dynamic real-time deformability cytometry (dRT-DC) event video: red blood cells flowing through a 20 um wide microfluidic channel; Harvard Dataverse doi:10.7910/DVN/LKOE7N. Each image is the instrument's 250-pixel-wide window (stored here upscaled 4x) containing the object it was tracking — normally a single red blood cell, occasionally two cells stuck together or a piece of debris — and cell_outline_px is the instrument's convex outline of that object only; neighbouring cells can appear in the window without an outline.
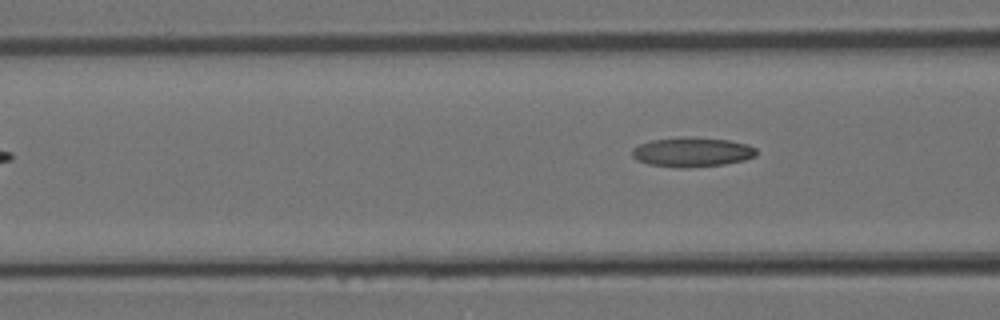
{"species": "Egyptian fruit bat (a non-hibernating species)", "species_latin": "Rousettus aegyptiacus", "temperature_condition": "room temperature", "stored_images_in_passage": 4, "camera_frame_rate_fps": 3000, "um_per_image_px": 0.085, "animal": {"sex": "female"}, "frame": {"image": 1, "passage_image": 4, "time_ms": 1.0, "image_size_px": [1000, 320], "cell_outline_px": [[756, 156], [744, 160], [724, 164], [648, 164], [636, 160], [632, 156], [632, 148], [640, 144], [652, 140], [684, 136], [728, 140], [748, 144], [756, 148]], "centroid_in_image_um": [58.85, 12.86], "position_along_channel_um": 107.8, "area_um2": 20.29}}